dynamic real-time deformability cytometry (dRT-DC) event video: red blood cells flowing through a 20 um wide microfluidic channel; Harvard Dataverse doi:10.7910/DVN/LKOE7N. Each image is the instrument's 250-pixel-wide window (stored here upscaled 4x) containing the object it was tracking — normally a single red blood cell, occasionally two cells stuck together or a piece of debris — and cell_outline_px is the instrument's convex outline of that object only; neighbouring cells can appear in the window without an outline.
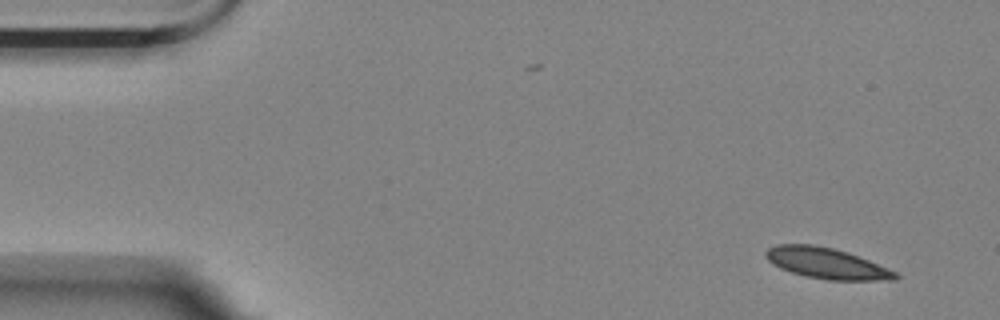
{"species": "Egyptian fruit bat (a non-hibernating species)", "species_latin": "Rousettus aegyptiacus", "temperature_condition": "room temperature", "stored_images_in_passage": 8, "camera_frame_rate_fps": 3000, "um_per_image_px": 0.085, "animal": {"sex": "female"}, "frame": {"image": 1, "passage_image": 1, "time_ms": 0.0, "image_size_px": [1000, 320], "cell_outline_px": [[900, 276], [896, 280], [828, 280], [808, 276], [792, 272], [780, 268], [772, 264], [764, 256], [764, 252], [768, 248], [776, 244], [812, 244], [832, 248], [848, 252], [888, 268], [896, 272]], "centroid_in_image_um": [70.24, 22.37], "position_along_channel_um": 14.8, "area_um2": 23.24}}
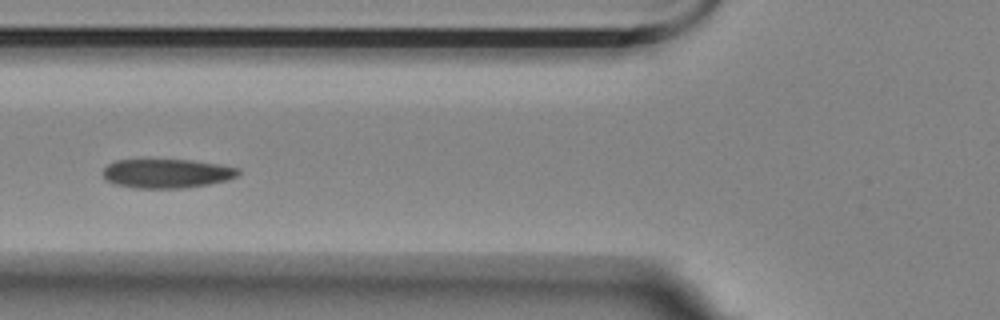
{"frame": {"image": 2, "passage_image": 6, "time_ms": 1.667, "image_size_px": [1000, 320], "cell_outline_px": [[240, 172], [236, 176], [228, 180], [208, 184], [184, 188], [136, 188], [116, 184], [108, 180], [100, 172], [108, 164], [116, 160], [192, 160], [220, 164], [240, 168]], "centroid_in_image_um": [14.2, 14.74], "position_along_channel_um": 111.6, "area_um2": 22.95}}
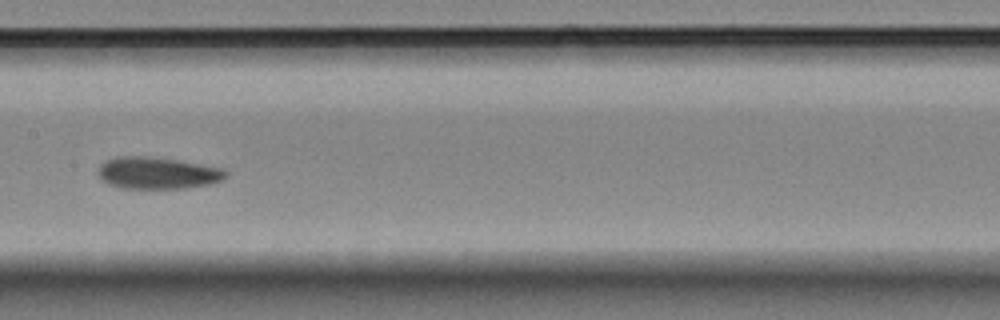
{"frame": {"image": 3, "passage_image": 8, "time_ms": 2.333, "image_size_px": [1000, 320], "cell_outline_px": [[228, 172], [220, 180], [212, 184], [184, 188], [120, 188], [108, 184], [100, 180], [100, 164], [104, 160], [116, 156], [148, 156], [176, 160], [224, 168]], "centroid_in_image_um": [13.36, 14.7], "position_along_channel_um": 194.0, "area_um2": 23.7}}